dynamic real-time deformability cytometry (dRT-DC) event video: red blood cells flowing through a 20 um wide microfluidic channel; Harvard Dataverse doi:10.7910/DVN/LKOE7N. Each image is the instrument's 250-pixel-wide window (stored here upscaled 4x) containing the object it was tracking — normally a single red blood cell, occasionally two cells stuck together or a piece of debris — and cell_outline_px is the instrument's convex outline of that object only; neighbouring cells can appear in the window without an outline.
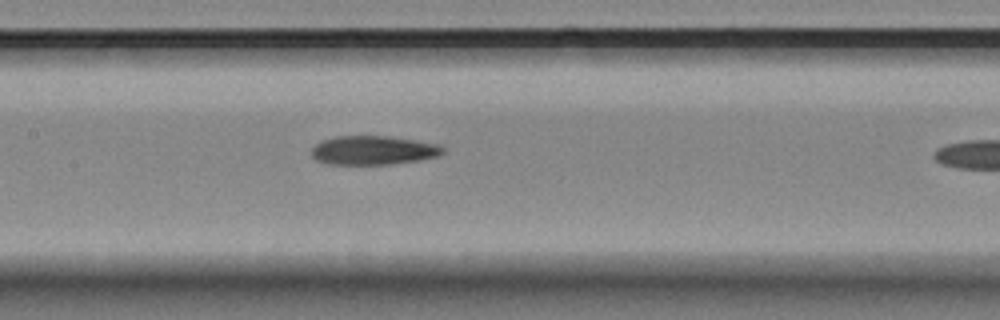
{"species": "Egyptian fruit bat (a non-hibernating species)", "species_latin": "Rousettus aegyptiacus", "temperature_condition": "room temperature", "stored_images_in_passage": 8, "camera_frame_rate_fps": 3000, "um_per_image_px": 0.085, "animal": {"sex": "female"}, "frame": {"image": 1, "passage_image": 7, "time_ms": 2.0, "image_size_px": [1000, 320], "cell_outline_px": [[444, 152], [436, 156], [420, 160], [392, 164], [328, 164], [316, 160], [312, 156], [312, 148], [316, 144], [324, 140], [336, 136], [388, 136], [416, 140], [440, 144], [444, 148]], "centroid_in_image_um": [31.75, 12.77], "position_along_channel_um": 175.7, "area_um2": 22.14}}